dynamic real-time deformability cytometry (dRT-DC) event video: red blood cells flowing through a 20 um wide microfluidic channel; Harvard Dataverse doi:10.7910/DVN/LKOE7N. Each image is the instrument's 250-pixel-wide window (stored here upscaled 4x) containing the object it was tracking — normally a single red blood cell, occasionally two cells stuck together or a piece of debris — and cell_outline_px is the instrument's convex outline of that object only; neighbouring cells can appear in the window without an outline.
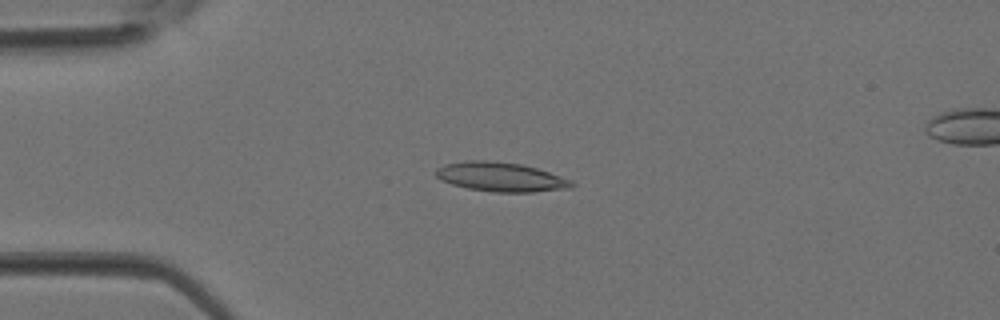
{"species": "Egyptian fruit bat (a non-hibernating species)", "species_latin": "Rousettus aegyptiacus", "temperature_condition": "room temperature", "stored_images_in_passage": 37, "camera_frame_rate_fps": 3000, "um_per_image_px": 0.085, "animal": {"sex": "female"}, "frame": {"image": 1, "passage_image": 9, "time_ms": 2.667, "image_size_px": [1000, 320], "cell_outline_px": [[576, 184], [572, 188], [532, 192], [492, 192], [468, 188], [452, 184], [440, 180], [436, 176], [436, 168], [444, 164], [468, 160], [488, 160], [520, 164], [536, 168], [572, 180]], "centroid_in_image_um": [42.56, 15.04], "position_along_channel_um": 42.4, "area_um2": 23.18}}
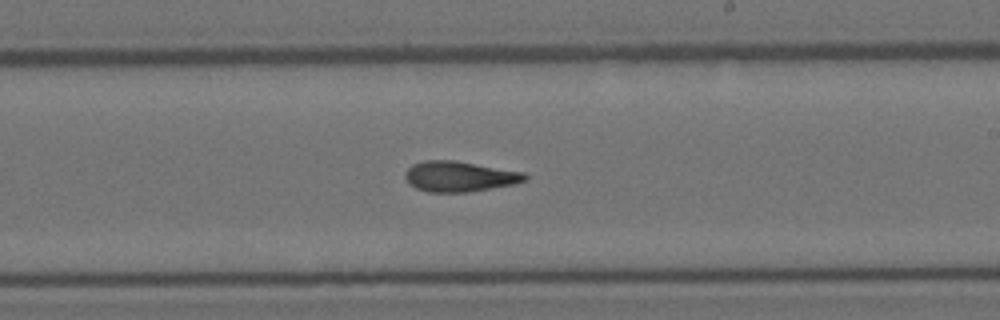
{"frame": {"image": 2, "passage_image": 22, "time_ms": 7.0, "image_size_px": [1000, 320], "cell_outline_px": [[528, 180], [512, 184], [468, 192], [428, 192], [416, 188], [404, 176], [404, 172], [412, 164], [424, 160], [456, 160], [524, 172], [528, 176]], "centroid_in_image_um": [39.06, 14.98], "position_along_channel_um": 249.9, "area_um2": 21.21}}
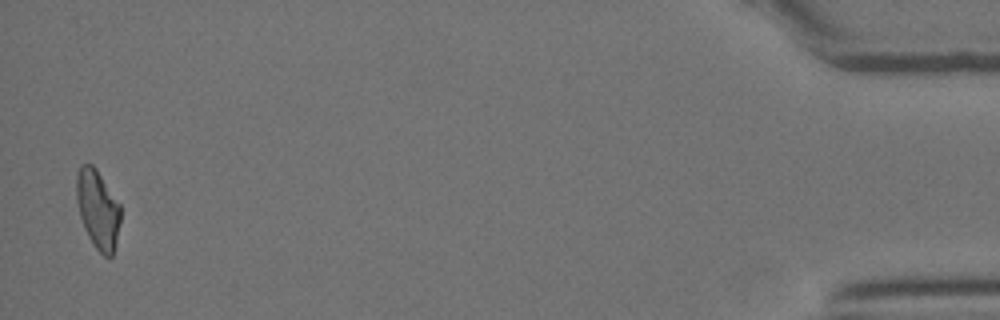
{"frame": {"image": 3, "passage_image": 37, "time_ms": 12.0, "image_size_px": [1000, 320], "cell_outline_px": [[120, 220], [116, 244], [112, 256], [108, 260], [96, 248], [88, 236], [84, 228], [80, 216], [76, 200], [76, 176], [80, 164], [92, 164], [96, 168], [120, 204]], "centroid_in_image_um": [8.31, 17.79], "position_along_channel_um": 426.9, "area_um2": 20.35}}